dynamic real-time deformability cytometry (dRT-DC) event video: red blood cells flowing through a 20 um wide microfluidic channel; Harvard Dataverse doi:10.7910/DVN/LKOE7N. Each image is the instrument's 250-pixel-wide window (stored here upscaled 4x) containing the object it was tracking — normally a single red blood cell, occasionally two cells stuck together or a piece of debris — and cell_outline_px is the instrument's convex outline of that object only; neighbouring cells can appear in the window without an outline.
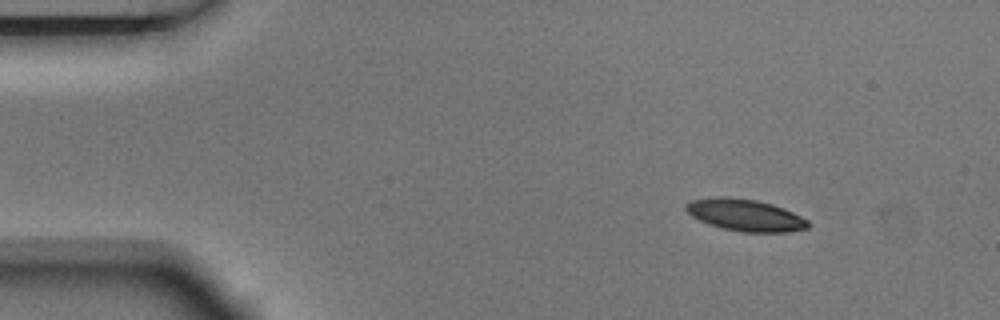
{"species": "Egyptian fruit bat (a non-hibernating species)", "species_latin": "Rousettus aegyptiacus", "temperature_condition": "room temperature", "stored_images_in_passage": 4, "camera_frame_rate_fps": 3000, "um_per_image_px": 0.085, "animal": {"sex": "male"}, "frame": {"image": 1, "passage_image": 1, "time_ms": 0.0, "image_size_px": [1000, 320], "cell_outline_px": [[808, 228], [788, 232], [740, 232], [708, 224], [692, 216], [684, 208], [684, 204], [692, 200], [716, 196], [728, 196], [756, 200], [772, 204], [784, 208], [808, 220]], "centroid_in_image_um": [63.32, 18.27], "position_along_channel_um": 21.7, "area_um2": 22.72}}
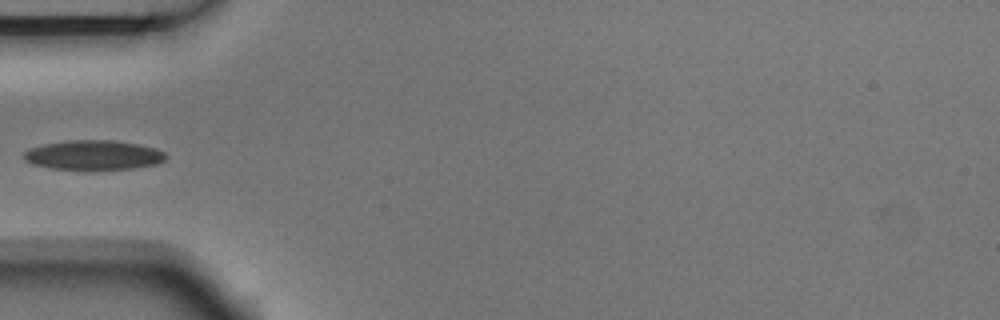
{"frame": {"image": 2, "passage_image": 4, "time_ms": 1.0, "image_size_px": [1000, 320], "cell_outline_px": [[168, 156], [164, 160], [156, 164], [132, 168], [92, 172], [84, 172], [52, 168], [32, 164], [24, 160], [24, 152], [28, 148], [44, 144], [64, 140], [116, 140], [140, 144], [156, 148], [164, 152]], "centroid_in_image_um": [7.94, 13.21], "position_along_channel_um": 77.1, "area_um2": 25.49}}